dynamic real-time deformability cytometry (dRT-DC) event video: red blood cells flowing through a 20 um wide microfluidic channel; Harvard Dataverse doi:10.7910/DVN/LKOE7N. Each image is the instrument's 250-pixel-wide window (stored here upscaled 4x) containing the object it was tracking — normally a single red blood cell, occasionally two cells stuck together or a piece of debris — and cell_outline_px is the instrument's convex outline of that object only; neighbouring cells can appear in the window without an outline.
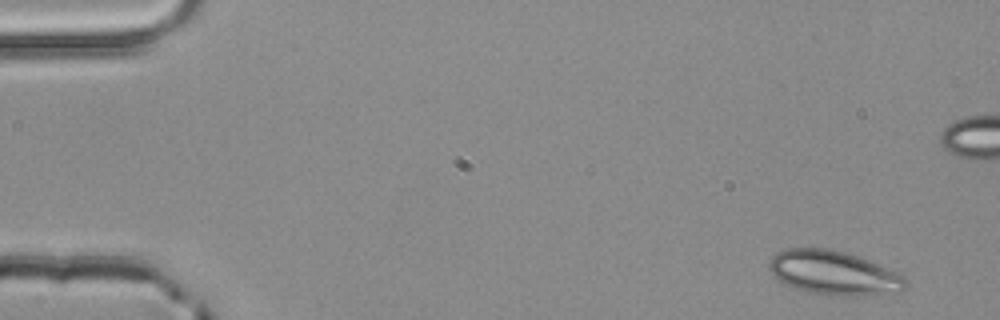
{"species": "common noctule bat (a hibernating species)", "species_latin": "Nyctalus noctula", "temperature_condition": "room temperature", "stored_images_in_passage": 5, "camera_frame_rate_fps": 3000, "um_per_image_px": 0.085, "animal": {"sex": "male", "body_mass_g": 20.4}, "frame": {"image": 1, "passage_image": 1, "time_ms": 0.0, "image_size_px": [1000, 320], "cell_outline_px": [[908, 288], [900, 292], [856, 296], [828, 296], [804, 292], [792, 288], [784, 284], [768, 268], [768, 260], [776, 252], [788, 248], [828, 248], [860, 256], [900, 272], [908, 280]], "centroid_in_image_um": [70.91, 23.21], "position_along_channel_um": 14.1, "area_um2": 36.01}}